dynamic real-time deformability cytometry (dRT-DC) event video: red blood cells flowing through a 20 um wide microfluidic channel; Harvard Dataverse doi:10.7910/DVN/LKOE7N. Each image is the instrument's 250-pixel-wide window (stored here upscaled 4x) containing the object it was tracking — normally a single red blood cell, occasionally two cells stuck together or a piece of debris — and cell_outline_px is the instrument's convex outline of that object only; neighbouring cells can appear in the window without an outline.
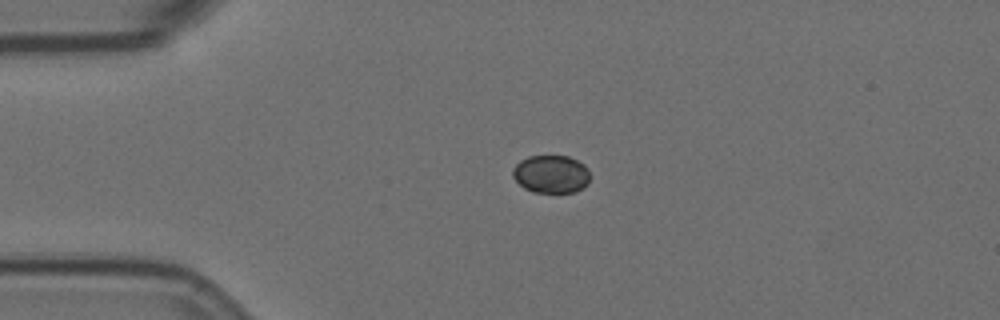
{"species": "Egyptian fruit bat (a non-hibernating species)", "species_latin": "Rousettus aegyptiacus", "temperature_condition": "room temperature", "stored_images_in_passage": 4, "camera_frame_rate_fps": 3000, "um_per_image_px": 0.085, "animal": {"sex": "female"}, "frame": {"image": 1, "passage_image": 3, "time_ms": 0.667, "image_size_px": [1000, 320], "cell_outline_px": [[592, 176], [588, 184], [584, 188], [576, 192], [532, 192], [524, 188], [512, 176], [512, 168], [520, 160], [528, 156], [568, 156], [584, 164], [588, 168]], "centroid_in_image_um": [46.88, 14.8], "position_along_channel_um": 38.1, "area_um2": 17.4}}